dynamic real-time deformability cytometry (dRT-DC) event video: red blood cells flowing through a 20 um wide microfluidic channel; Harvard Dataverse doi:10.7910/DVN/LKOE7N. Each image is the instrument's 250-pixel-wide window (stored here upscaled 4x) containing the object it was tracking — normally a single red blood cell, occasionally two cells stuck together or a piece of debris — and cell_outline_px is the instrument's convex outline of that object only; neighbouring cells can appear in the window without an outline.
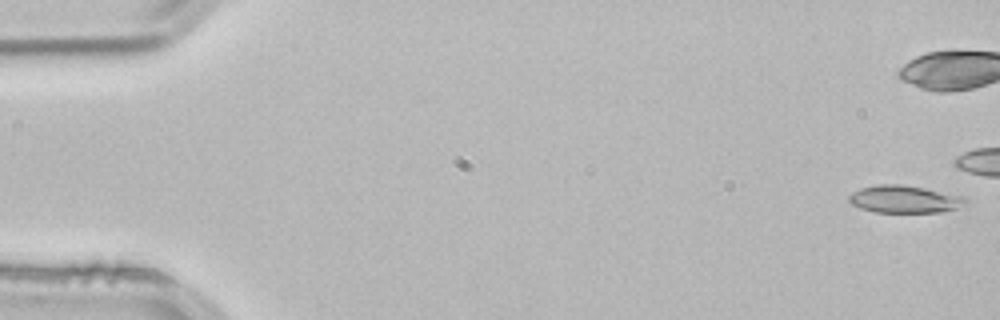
{"species": "common noctule bat (a hibernating species)", "species_latin": "Nyctalus noctula", "temperature_condition": "room temperature", "stored_images_in_passage": 42, "camera_frame_rate_fps": 3000, "um_per_image_px": 0.085, "animal": {"sex": "male", "body_mass_g": 21.5, "forearm_length_mm": 52.0}, "frame": {"image": 1, "passage_image": 1, "time_ms": 0.0, "image_size_px": [1000, 320], "cell_outline_px": [[968, 204], [956, 208], [940, 212], [876, 212], [860, 208], [852, 204], [848, 200], [848, 196], [852, 192], [860, 188], [876, 184], [900, 184], [924, 188], [964, 196]], "centroid_in_image_um": [76.86, 16.92], "position_along_channel_um": 8.1, "area_um2": 18.67}}